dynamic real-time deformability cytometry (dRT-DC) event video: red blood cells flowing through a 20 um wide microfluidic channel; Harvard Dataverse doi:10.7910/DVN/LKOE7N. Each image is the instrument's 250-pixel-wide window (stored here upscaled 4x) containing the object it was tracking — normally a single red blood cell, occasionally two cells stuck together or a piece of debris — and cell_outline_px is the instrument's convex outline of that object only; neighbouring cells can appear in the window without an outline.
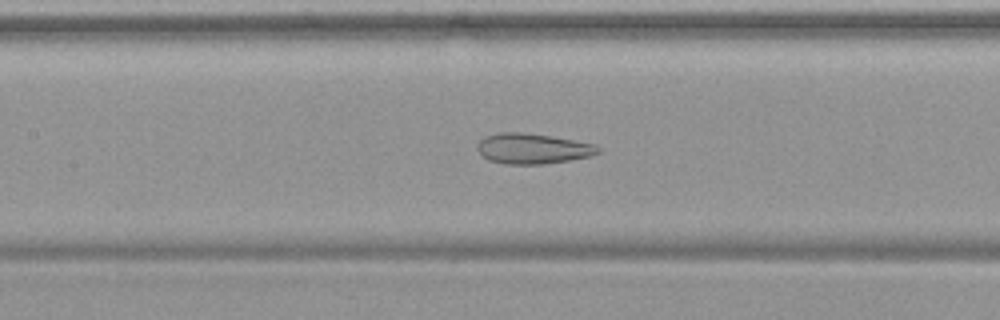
{"species": "common noctule bat (a hibernating species)", "species_latin": "Nyctalus noctula", "temperature_condition": "warm", "stored_images_in_passage": 48, "camera_frame_rate_fps": 3000, "um_per_image_px": 0.085, "animal": {"sex": "female", "body_mass_g": 19.9}, "frame": {"image": 1, "passage_image": 20, "time_ms": 6.333, "image_size_px": [1000, 320], "cell_outline_px": [[600, 152], [592, 156], [544, 164], [504, 164], [488, 160], [476, 148], [476, 144], [484, 136], [500, 132], [520, 132], [548, 136], [596, 144], [600, 148]], "centroid_in_image_um": [45.26, 12.63], "position_along_channel_um": 162.1, "area_um2": 21.33}}
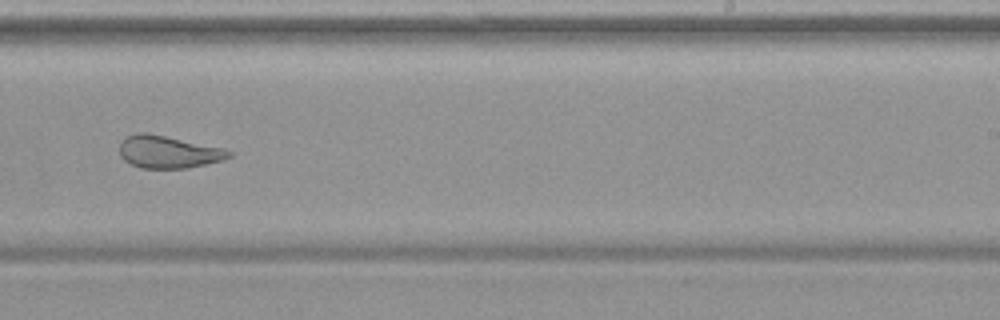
{"frame": {"image": 2, "passage_image": 29, "time_ms": 9.333, "image_size_px": [1000, 320], "cell_outline_px": [[232, 156], [224, 160], [188, 168], [140, 168], [124, 160], [120, 156], [120, 140], [124, 136], [136, 132], [148, 132], [224, 148], [232, 152]], "centroid_in_image_um": [14.29, 12.9], "position_along_channel_um": 274.7, "area_um2": 20.98}}
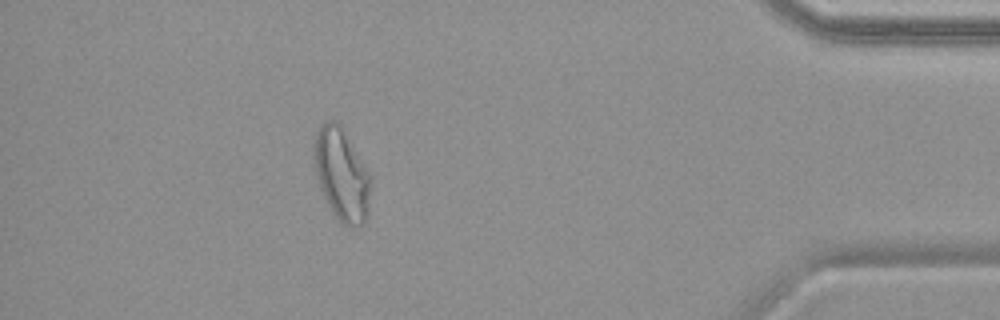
{"frame": {"image": 3, "passage_image": 43, "time_ms": 14.0, "image_size_px": [1000, 320], "cell_outline_px": [[372, 184], [368, 212], [364, 224], [356, 228], [352, 228], [340, 224], [332, 212], [320, 188], [312, 156], [312, 148], [316, 132], [328, 120], [336, 120], [340, 124], [372, 176]], "centroid_in_image_um": [29.06, 14.88], "position_along_channel_um": 406.1, "area_um2": 31.04}, "authors_computed_cell_mechanics": {"area_um2": 27.0793, "velocity_mm_per_s": 3.7797, "shape_relaxation_time_tau1_ms": null, "shape_relaxation_time_tau2_ms": 1.4391, "deformation_change_tau1": null, "deformation_change_tau2": 0.1042}}